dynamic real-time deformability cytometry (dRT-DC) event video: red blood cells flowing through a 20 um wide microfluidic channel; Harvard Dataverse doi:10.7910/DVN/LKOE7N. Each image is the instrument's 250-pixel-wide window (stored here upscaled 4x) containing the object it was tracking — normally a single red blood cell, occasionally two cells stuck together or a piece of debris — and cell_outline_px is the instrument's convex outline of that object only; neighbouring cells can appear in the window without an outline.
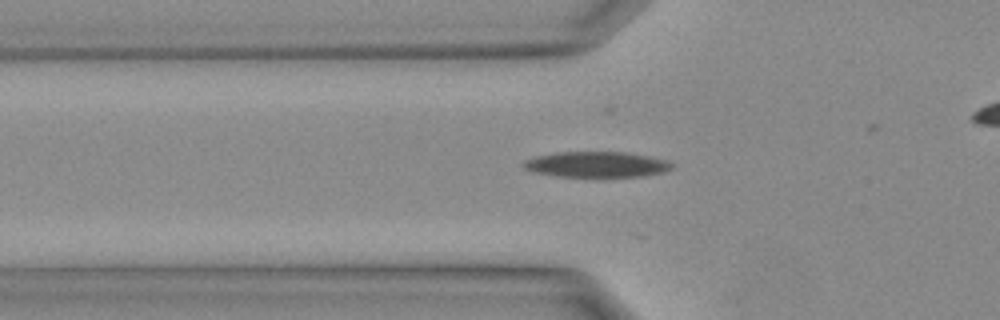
{"species": "Egyptian fruit bat (a non-hibernating species)", "species_latin": "Rousettus aegyptiacus", "temperature_condition": "warm", "stored_images_in_passage": 23, "camera_frame_rate_fps": 3000, "um_per_image_px": 0.085, "animal": {"sex": "female"}, "frame": {"image": 1, "passage_image": 5, "time_ms": 1.333, "image_size_px": [1000, 320], "cell_outline_px": [[672, 168], [664, 172], [640, 176], [560, 176], [536, 172], [524, 168], [520, 164], [524, 160], [536, 156], [556, 152], [628, 152], [648, 156], [664, 160], [672, 164]], "centroid_in_image_um": [50.67, 13.96], "position_along_channel_um": 75.1, "area_um2": 21.85}}